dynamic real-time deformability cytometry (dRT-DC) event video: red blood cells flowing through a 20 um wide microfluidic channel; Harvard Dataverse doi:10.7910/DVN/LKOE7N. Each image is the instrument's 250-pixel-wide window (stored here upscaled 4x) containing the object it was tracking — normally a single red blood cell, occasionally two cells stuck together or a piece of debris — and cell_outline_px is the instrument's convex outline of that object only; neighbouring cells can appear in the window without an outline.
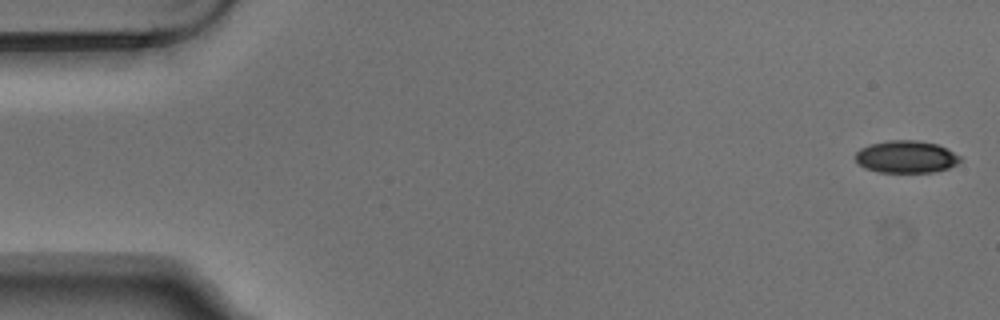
{"species": "Egyptian fruit bat (a non-hibernating species)", "species_latin": "Rousettus aegyptiacus", "temperature_condition": "warm", "stored_images_in_passage": 5, "camera_frame_rate_fps": 3000, "um_per_image_px": 0.085, "animal": {"sex": "male"}, "frame": {"image": 1, "passage_image": 1, "time_ms": 0.0, "image_size_px": [1000, 320], "cell_outline_px": [[960, 160], [956, 164], [948, 168], [932, 172], [880, 172], [864, 168], [856, 160], [856, 152], [860, 148], [868, 144], [888, 140], [916, 140], [936, 144], [960, 156]], "centroid_in_image_um": [76.98, 13.32], "position_along_channel_um": 8.0, "area_um2": 19.54}}
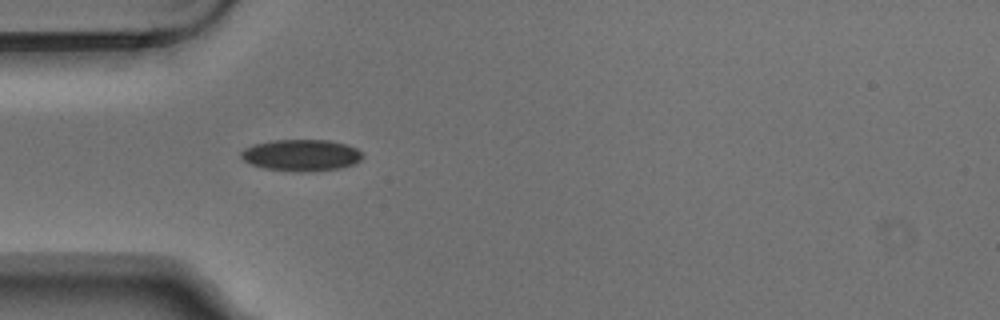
{"frame": {"image": 2, "passage_image": 5, "time_ms": 1.333, "image_size_px": [1000, 320], "cell_outline_px": [[364, 156], [356, 164], [340, 168], [296, 172], [264, 168], [252, 164], [244, 160], [240, 156], [240, 152], [244, 148], [252, 144], [272, 140], [328, 140], [344, 144], [356, 148]], "centroid_in_image_um": [25.59, 13.18], "position_along_channel_um": 59.4, "area_um2": 22.31}}